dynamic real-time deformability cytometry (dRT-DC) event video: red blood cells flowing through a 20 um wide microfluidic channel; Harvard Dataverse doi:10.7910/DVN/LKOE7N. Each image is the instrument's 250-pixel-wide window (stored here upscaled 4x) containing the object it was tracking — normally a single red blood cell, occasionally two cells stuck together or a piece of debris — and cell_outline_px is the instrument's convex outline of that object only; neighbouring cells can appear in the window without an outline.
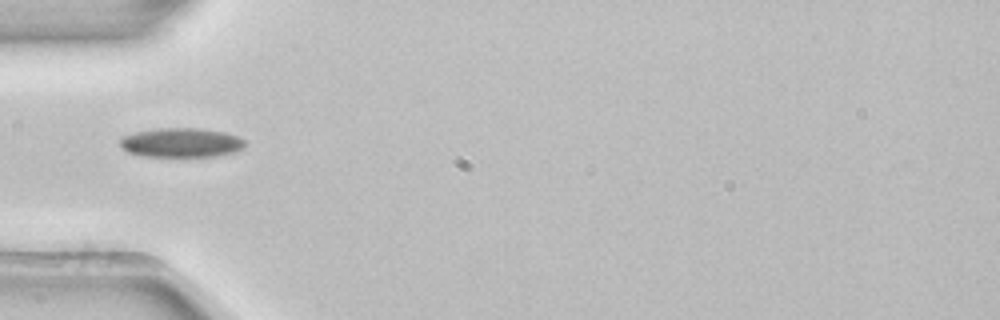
{"species": "common noctule bat (a hibernating species)", "species_latin": "Nyctalus noctula", "temperature_condition": "room temperature", "stored_images_in_passage": 3, "camera_frame_rate_fps": 3000, "um_per_image_px": 0.085, "animal": {"sex": "female", "body_mass_g": 22.7, "forearm_length_mm": 54.2}, "frame": {"image": 1, "passage_image": 3, "time_ms": 0.667, "image_size_px": [1000, 320], "cell_outline_px": [[244, 148], [236, 152], [220, 156], [144, 156], [128, 152], [120, 144], [120, 140], [124, 136], [136, 132], [156, 128], [196, 128], [224, 132], [236, 136], [244, 140]], "centroid_in_image_um": [15.43, 12.13], "position_along_channel_um": 69.6, "area_um2": 21.21}}